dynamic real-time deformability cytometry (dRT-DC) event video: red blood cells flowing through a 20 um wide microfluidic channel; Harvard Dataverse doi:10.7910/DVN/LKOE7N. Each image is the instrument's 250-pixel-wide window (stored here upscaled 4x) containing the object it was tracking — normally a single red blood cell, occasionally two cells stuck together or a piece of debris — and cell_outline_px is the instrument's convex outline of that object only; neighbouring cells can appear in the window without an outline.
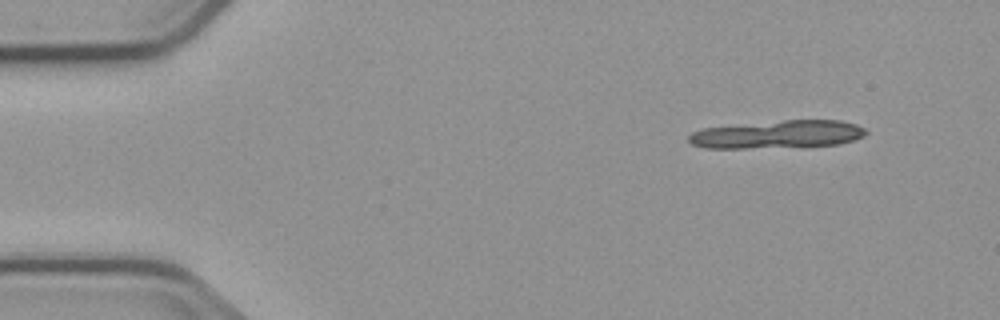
{"species": "common noctule bat (a hibernating species)", "species_latin": "Nyctalus noctula", "temperature_condition": "cold", "stored_images_in_passage": 4, "camera_frame_rate_fps": 3000, "um_per_image_px": 0.085, "animal": {"sex": "male", "body_mass_g": 23.1, "forearm_length_mm": 52.7}, "frame": {"image": 1, "passage_image": 1, "time_ms": 0.0, "image_size_px": [1000, 320], "cell_outline_px": [[868, 132], [864, 136], [840, 144], [804, 148], [704, 148], [692, 144], [688, 140], [688, 136], [692, 132], [704, 128], [784, 120], [840, 120], [856, 124], [864, 128]], "centroid_in_image_um": [66.15, 11.45], "position_along_channel_um": 18.9, "area_um2": 29.3}}